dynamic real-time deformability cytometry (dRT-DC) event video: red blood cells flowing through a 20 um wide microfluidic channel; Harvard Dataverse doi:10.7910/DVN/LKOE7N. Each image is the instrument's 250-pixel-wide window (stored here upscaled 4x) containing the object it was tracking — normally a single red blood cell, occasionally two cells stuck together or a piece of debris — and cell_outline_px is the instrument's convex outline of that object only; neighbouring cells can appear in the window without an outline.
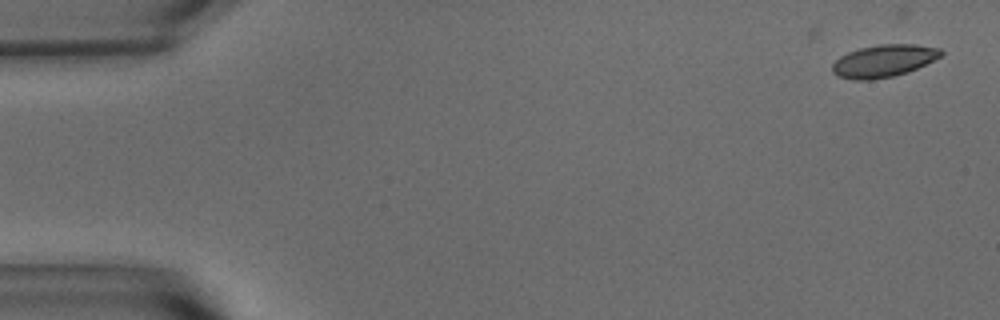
{"species": "common noctule bat (a hibernating species)", "species_latin": "Nyctalus noctula", "temperature_condition": "warm", "stored_images_in_passage": 55, "camera_frame_rate_fps": 3000, "um_per_image_px": 0.085, "animal": {"sex": "male", "body_mass_g": 15.6}, "frame": {"image": 1, "passage_image": 1, "time_ms": 0.0, "image_size_px": [1000, 320], "cell_outline_px": [[944, 52], [940, 56], [908, 72], [892, 76], [872, 80], [852, 80], [836, 76], [832, 72], [832, 64], [840, 56], [848, 52], [860, 48], [880, 44], [916, 44], [940, 48]], "centroid_in_image_um": [75.07, 5.18], "position_along_channel_um": 9.9, "area_um2": 20.46}}
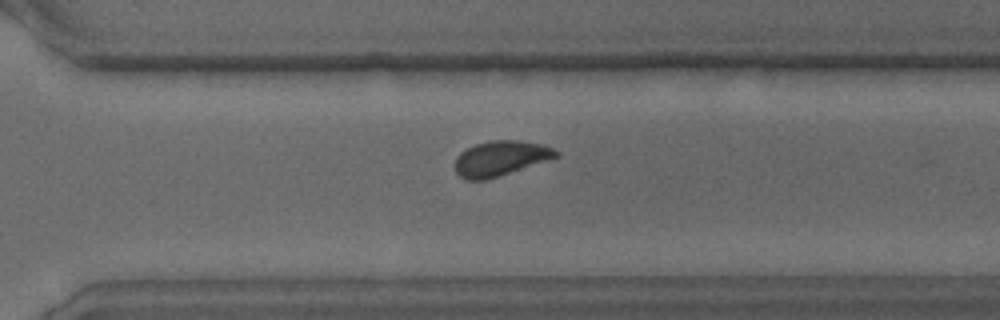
{"frame": {"image": 2, "passage_image": 38, "time_ms": 12.333, "image_size_px": [1000, 320], "cell_outline_px": [[560, 156], [488, 180], [464, 180], [456, 172], [456, 156], [460, 152], [476, 144], [488, 140], [516, 140], [544, 144], [560, 152]], "centroid_in_image_um": [42.55, 13.46], "position_along_channel_um": 328.0, "area_um2": 20.75}}
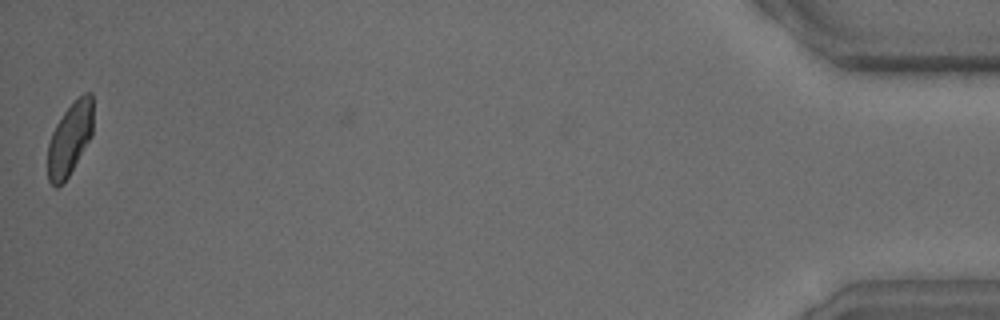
{"frame": {"image": 3, "passage_image": 54, "time_ms": 17.667, "image_size_px": [1000, 320], "cell_outline_px": [[92, 136], [68, 176], [56, 188], [48, 180], [48, 144], [52, 132], [56, 124], [64, 112], [84, 92], [92, 92]], "centroid_in_image_um": [5.93, 11.8], "position_along_channel_um": 429.3, "area_um2": 18.9}, "authors_computed_cell_mechanics": {"area_um2": 20.6924, "velocity_mm_per_s": 3.6512, "shape_relaxation_time_tau1_ms": 3.0805, "shape_relaxation_time_tau2_ms": 1.006, "deformation_change_tau1": 0.1021, "deformation_change_tau2": 0.0531}}